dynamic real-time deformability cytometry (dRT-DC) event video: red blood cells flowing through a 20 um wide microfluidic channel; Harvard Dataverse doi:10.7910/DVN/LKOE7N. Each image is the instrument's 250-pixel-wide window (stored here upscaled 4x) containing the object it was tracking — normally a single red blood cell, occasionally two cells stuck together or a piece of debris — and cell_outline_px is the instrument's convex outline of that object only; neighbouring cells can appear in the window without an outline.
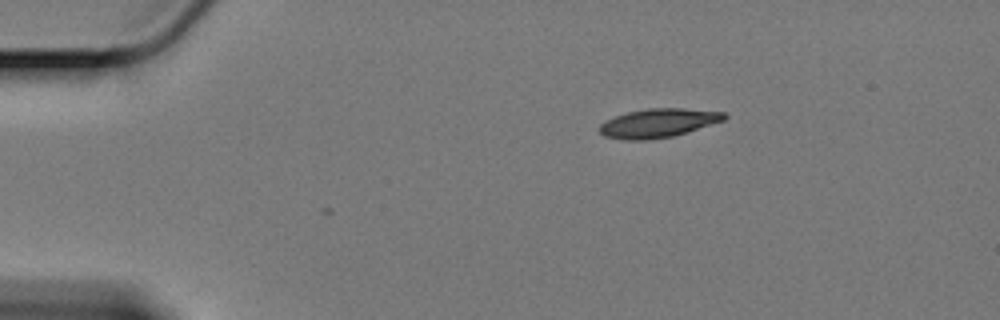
{"species": "Egyptian fruit bat (a non-hibernating species)", "species_latin": "Rousettus aegyptiacus", "temperature_condition": "cold", "stored_images_in_passage": 10, "camera_frame_rate_fps": 3000, "um_per_image_px": 0.085, "animal": {"sex": "female"}, "frame": {"image": 1, "passage_image": 1, "time_ms": 0.0, "image_size_px": [1000, 320], "cell_outline_px": [[728, 116], [724, 120], [688, 132], [672, 136], [644, 140], [624, 140], [604, 136], [596, 128], [604, 120], [628, 112], [648, 108], [684, 108], [724, 112]], "centroid_in_image_um": [55.92, 10.46], "position_along_channel_um": 29.1, "area_um2": 21.04}}
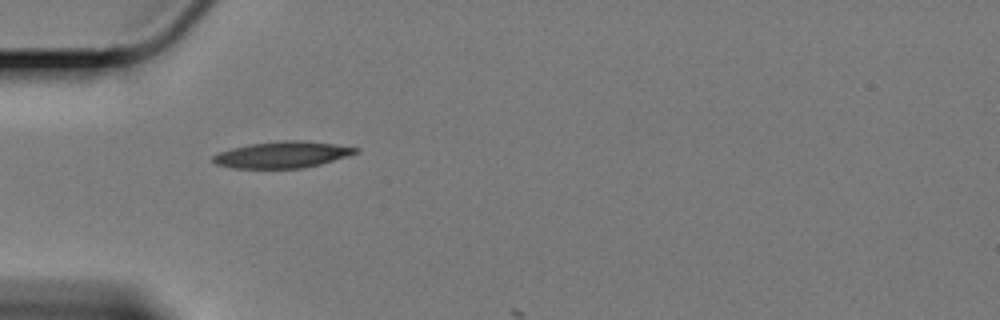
{"frame": {"image": 2, "passage_image": 9, "time_ms": 2.667, "image_size_px": [1000, 320], "cell_outline_px": [[360, 152], [348, 156], [320, 164], [304, 168], [232, 168], [216, 164], [212, 160], [212, 156], [220, 152], [232, 148], [248, 144], [284, 140], [304, 140], [336, 144], [360, 148]], "centroid_in_image_um": [24.03, 13.14], "position_along_channel_um": 61.0, "area_um2": 22.08}}